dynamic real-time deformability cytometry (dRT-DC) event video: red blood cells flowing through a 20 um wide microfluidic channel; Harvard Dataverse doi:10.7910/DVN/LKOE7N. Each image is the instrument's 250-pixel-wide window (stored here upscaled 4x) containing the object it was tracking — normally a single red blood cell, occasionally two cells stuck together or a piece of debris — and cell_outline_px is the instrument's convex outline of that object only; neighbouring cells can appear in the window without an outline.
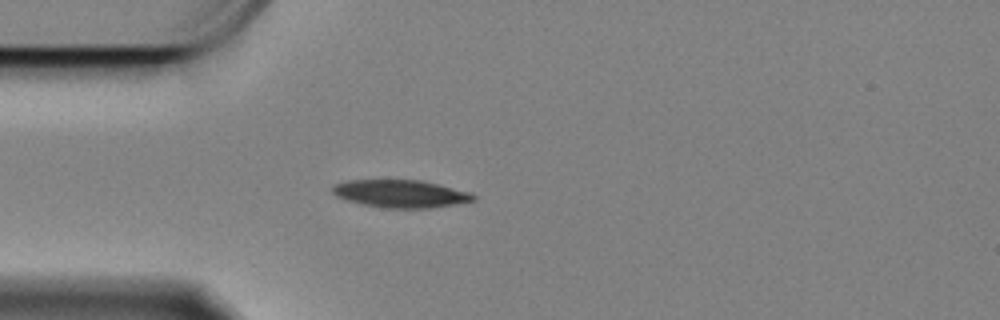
{"species": "Egyptian fruit bat (a non-hibernating species)", "species_latin": "Rousettus aegyptiacus", "temperature_condition": "cold", "stored_images_in_passage": 45, "camera_frame_rate_fps": 3000, "um_per_image_px": 0.085, "animal": {"sex": "female"}, "frame": {"image": 1, "passage_image": 1, "time_ms": 0.0, "image_size_px": [1000, 320], "cell_outline_px": [[476, 200], [456, 204], [432, 208], [380, 208], [344, 200], [336, 196], [332, 192], [332, 184], [348, 180], [420, 180], [472, 192], [476, 196]], "centroid_in_image_um": [34.04, 16.47], "position_along_channel_um": 51.0, "area_um2": 23.0}}
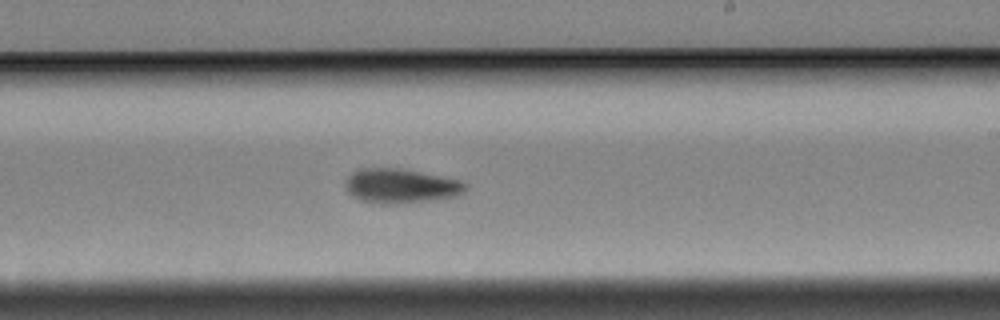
{"frame": {"image": 2, "passage_image": 20, "time_ms": 6.333, "image_size_px": [1000, 320], "cell_outline_px": [[468, 188], [460, 196], [436, 200], [400, 204], [380, 204], [360, 200], [352, 196], [348, 192], [344, 184], [348, 176], [352, 172], [364, 168], [396, 168], [420, 172], [460, 180], [468, 184]], "centroid_in_image_um": [34.1, 15.83], "position_along_channel_um": 254.9, "area_um2": 24.45}}
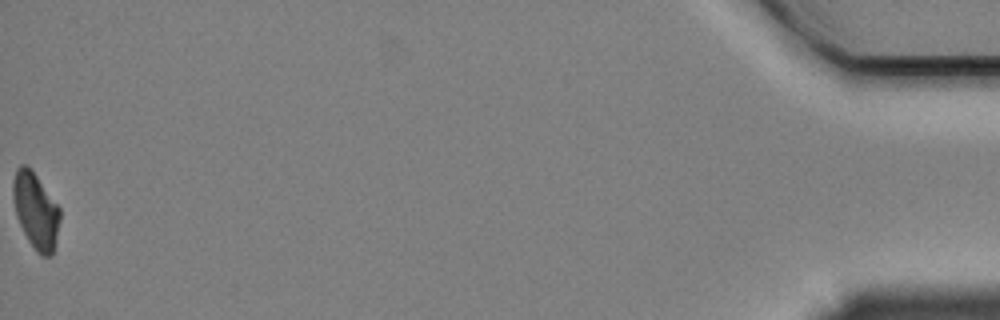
{"frame": {"image": 3, "passage_image": 45, "time_ms": 14.667, "image_size_px": [1000, 320], "cell_outline_px": [[60, 220], [52, 256], [40, 256], [36, 252], [28, 240], [16, 216], [12, 196], [12, 184], [16, 168], [20, 164], [28, 164], [32, 168], [60, 208]], "centroid_in_image_um": [3.02, 17.86], "position_along_channel_um": 432.2, "area_um2": 21.04}, "authors_computed_cell_mechanics": {"area_um2": 23.2356, "velocity_mm_per_s": 3.3292, "shape_relaxation_time_tau1_ms": 3.6664, "shape_relaxation_time_tau2_ms": null, "deformation_change_tau1": 0.1192, "deformation_change_tau2": null}}